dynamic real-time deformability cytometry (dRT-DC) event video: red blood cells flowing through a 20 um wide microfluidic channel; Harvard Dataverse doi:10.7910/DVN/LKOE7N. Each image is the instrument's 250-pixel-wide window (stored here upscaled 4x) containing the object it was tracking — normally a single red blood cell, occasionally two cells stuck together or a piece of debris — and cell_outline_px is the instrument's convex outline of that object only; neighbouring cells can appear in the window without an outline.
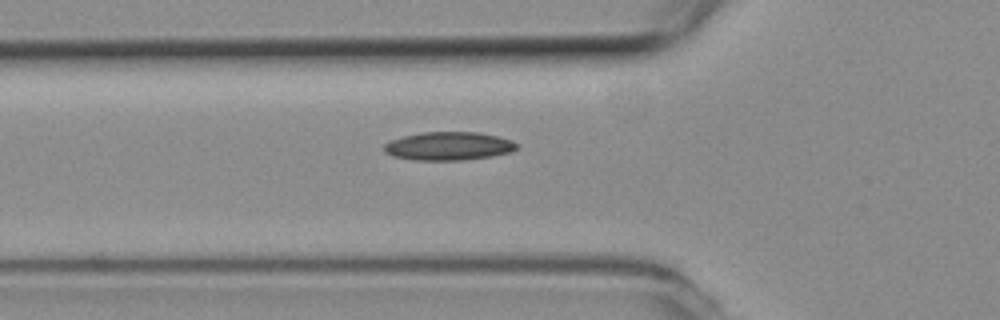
{"species": "common noctule bat (a hibernating species)", "species_latin": "Nyctalus noctula", "temperature_condition": "room temperature", "stored_images_in_passage": 36, "camera_frame_rate_fps": 3000, "um_per_image_px": 0.085, "animal": {"sex": "female", "body_mass_g": 19.3, "forearm_length_mm": 54.1}, "frame": {"image": 1, "passage_image": 2, "time_ms": 0.333, "image_size_px": [1000, 320], "cell_outline_px": [[516, 148], [512, 152], [492, 156], [464, 160], [412, 160], [392, 156], [384, 152], [384, 144], [392, 140], [404, 136], [424, 132], [480, 132], [512, 140], [516, 144]], "centroid_in_image_um": [38.12, 12.42], "position_along_channel_um": 87.7, "area_um2": 21.91}}
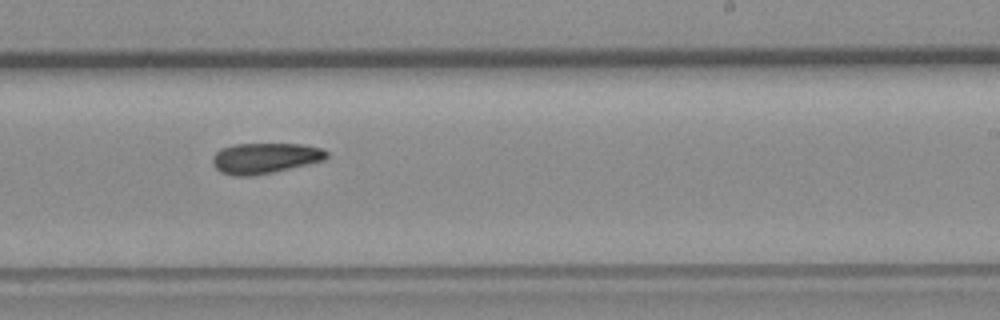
{"frame": {"image": 2, "passage_image": 16, "time_ms": 5.0, "image_size_px": [1000, 320], "cell_outline_px": [[328, 156], [324, 160], [272, 172], [252, 176], [232, 176], [220, 172], [212, 164], [212, 156], [220, 148], [236, 144], [304, 144], [320, 148], [328, 152]], "centroid_in_image_um": [22.48, 13.44], "position_along_channel_um": 266.5, "area_um2": 20.35}}
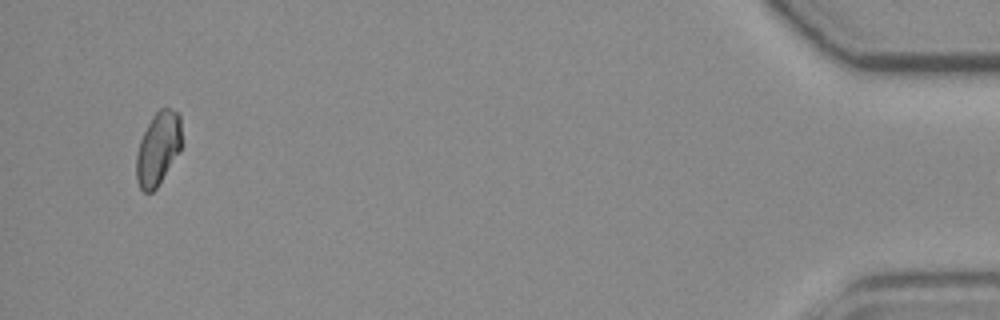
{"frame": {"image": 3, "passage_image": 35, "time_ms": 11.333, "image_size_px": [1000, 320], "cell_outline_px": [[180, 152], [156, 188], [152, 192], [144, 192], [140, 188], [136, 180], [136, 156], [140, 140], [152, 116], [160, 108], [168, 108], [180, 112]], "centroid_in_image_um": [13.43, 12.63], "position_along_channel_um": 421.8, "area_um2": 19.25}}